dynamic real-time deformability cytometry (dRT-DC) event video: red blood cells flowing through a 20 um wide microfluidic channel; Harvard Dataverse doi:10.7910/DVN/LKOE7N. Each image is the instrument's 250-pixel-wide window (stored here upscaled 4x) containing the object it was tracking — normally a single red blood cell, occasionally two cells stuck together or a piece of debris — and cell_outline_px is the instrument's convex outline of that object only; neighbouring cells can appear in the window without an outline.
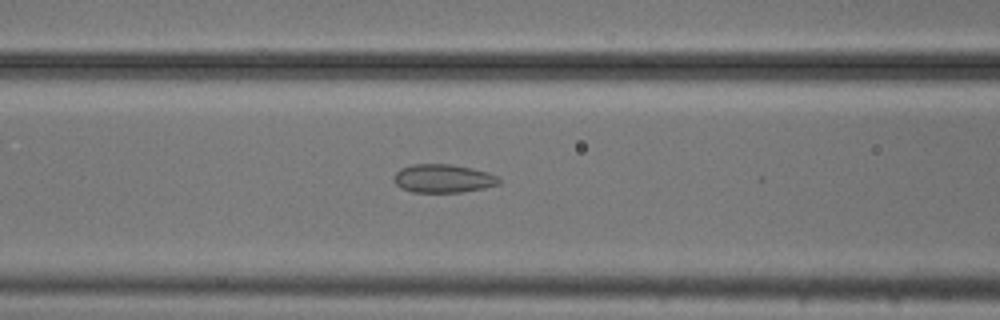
{"species": "common noctule bat (a hibernating species)", "species_latin": "Nyctalus noctula", "temperature_condition": "cold", "stored_images_in_passage": 49, "camera_frame_rate_fps": 3000, "um_per_image_px": 0.085, "animal": {"sex": "male", "body_mass_g": 20.5, "forearm_length_mm": 52.5}, "frame": {"image": 1, "passage_image": 22, "time_ms": 7.0, "image_size_px": [1000, 320], "cell_outline_px": [[500, 184], [484, 188], [460, 192], [412, 192], [400, 188], [392, 180], [392, 176], [400, 168], [412, 164], [452, 164], [472, 168], [488, 172], [500, 176]], "centroid_in_image_um": [37.65, 15.16], "position_along_channel_um": 128.9, "area_um2": 17.69}}
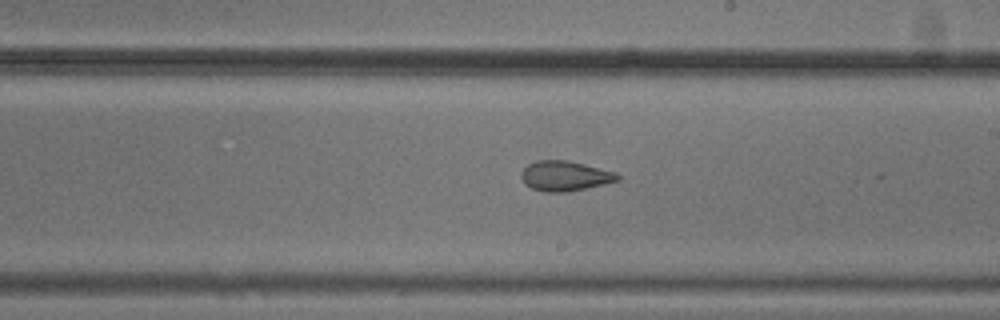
{"frame": {"image": 2, "passage_image": 31, "time_ms": 10.0, "image_size_px": [1000, 320], "cell_outline_px": [[620, 180], [588, 188], [564, 192], [544, 192], [532, 188], [524, 184], [520, 176], [520, 172], [528, 164], [536, 160], [564, 160], [584, 164], [616, 172], [620, 176]], "centroid_in_image_um": [48.0, 14.96], "position_along_channel_um": 241.0, "area_um2": 16.94}}
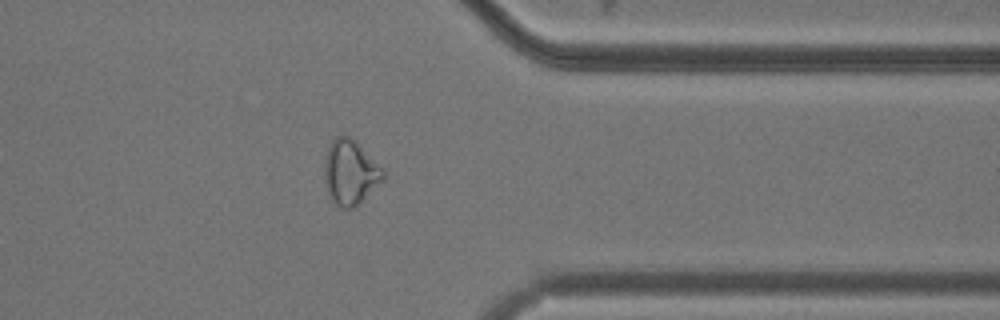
{"frame": {"image": 3, "passage_image": 43, "time_ms": 14.0, "image_size_px": [1000, 320], "cell_outline_px": [[384, 180], [360, 204], [352, 208], [344, 208], [336, 204], [332, 200], [328, 192], [324, 176], [324, 156], [328, 144], [336, 136], [348, 136], [356, 140], [384, 172]], "centroid_in_image_um": [29.75, 14.64], "position_along_channel_um": 381.6, "area_um2": 22.2}}